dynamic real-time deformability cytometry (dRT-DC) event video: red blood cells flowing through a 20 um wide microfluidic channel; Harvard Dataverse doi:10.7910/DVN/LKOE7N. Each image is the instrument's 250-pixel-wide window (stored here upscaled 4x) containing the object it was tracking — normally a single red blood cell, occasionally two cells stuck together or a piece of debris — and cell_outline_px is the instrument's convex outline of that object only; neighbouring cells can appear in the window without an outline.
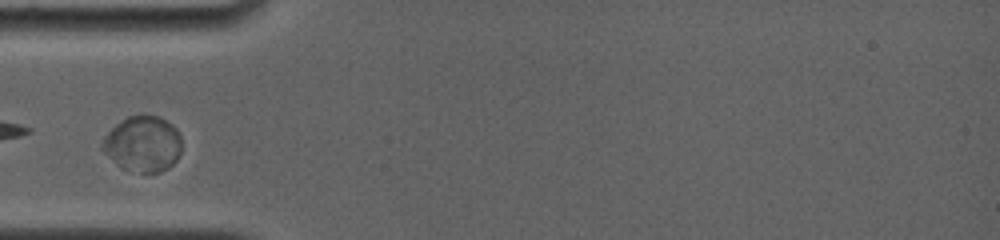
{"species": "common noctule bat (a hibernating species)", "species_latin": "Nyctalus noctula", "temperature_condition": "room temperature", "stored_images_in_passage": 14, "camera_frame_rate_fps": 4000, "um_per_image_px": 0.085, "animal": {"sex": "female", "body_mass_g": 19.0, "forearm_length_mm": 56.7}, "frame": {"image": 1, "passage_image": 1, "time_ms": 0.0, "image_size_px": [1000, 240], "cell_outline_px": [[180, 152], [176, 160], [168, 168], [160, 172], [140, 172], [120, 168], [100, 148], [100, 144], [104, 136], [116, 124], [128, 116], [160, 116], [172, 124], [176, 128], [180, 136]], "centroid_in_image_um": [12.12, 12.23], "position_along_channel_um": 72.9, "area_um2": 25.66}}